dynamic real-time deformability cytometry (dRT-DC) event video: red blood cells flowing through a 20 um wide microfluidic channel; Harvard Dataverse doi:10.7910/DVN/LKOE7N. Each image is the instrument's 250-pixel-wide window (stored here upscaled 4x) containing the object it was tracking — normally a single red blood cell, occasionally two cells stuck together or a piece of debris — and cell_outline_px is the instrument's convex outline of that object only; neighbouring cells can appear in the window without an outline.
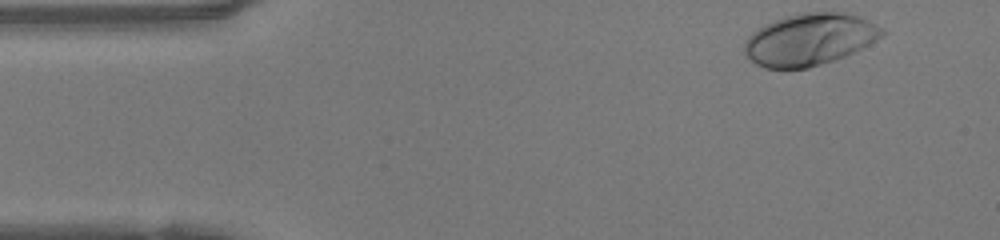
{"species": "human", "species_latin": "Homo sapiens", "temperature_condition": "warm", "stored_images_in_passage": 45, "camera_frame_rate_fps": 3000, "um_per_image_px": 0.085, "donor": {"sex": "female"}, "frame": {"image": 1, "passage_image": 1, "time_ms": 0.0, "image_size_px": [1000, 240], "cell_outline_px": [[888, 32], [884, 36], [844, 56], [808, 68], [764, 68], [756, 64], [744, 52], [744, 44], [748, 36], [752, 32], [764, 24], [784, 16], [804, 12], [844, 12], [860, 16], [884, 28]], "centroid_in_image_um": [68.82, 3.33], "position_along_channel_um": 16.2, "area_um2": 41.62}}
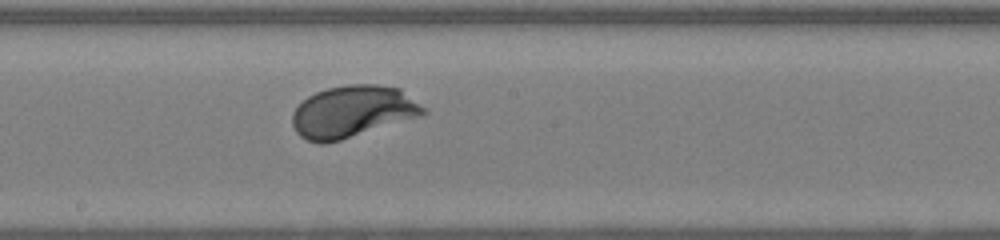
{"frame": {"image": 2, "passage_image": 22, "time_ms": 7.0, "image_size_px": [1000, 240], "cell_outline_px": [[428, 112], [424, 116], [340, 140], [324, 144], [320, 144], [308, 140], [300, 136], [296, 132], [292, 124], [292, 112], [308, 96], [316, 92], [328, 88], [348, 84], [376, 84], [400, 88], [428, 108]], "centroid_in_image_um": [30.03, 9.48], "position_along_channel_um": 218.2, "area_um2": 40.0}}
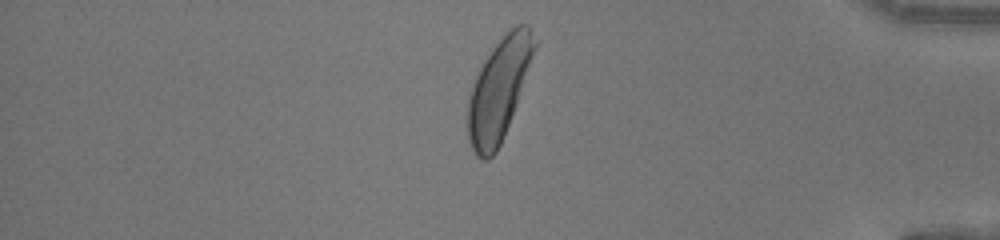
{"frame": {"image": 3, "passage_image": 37, "time_ms": 12.0, "image_size_px": [1000, 240], "cell_outline_px": [[536, 48], [516, 104], [500, 144], [496, 152], [488, 160], [480, 160], [476, 156], [468, 140], [468, 100], [472, 84], [484, 60], [492, 48], [516, 24], [528, 24], [536, 44]], "centroid_in_image_um": [42.38, 7.64], "position_along_channel_um": 392.8, "area_um2": 38.67}, "authors_computed_cell_mechanics": {"area_um2": 39.1306, "velocity_mm_per_s": 4.1607, "shape_relaxation_time_tau1_ms": 1.9068, "shape_relaxation_time_tau2_ms": null, "deformation_change_tau1": 0.1618, "deformation_change_tau2": null}}